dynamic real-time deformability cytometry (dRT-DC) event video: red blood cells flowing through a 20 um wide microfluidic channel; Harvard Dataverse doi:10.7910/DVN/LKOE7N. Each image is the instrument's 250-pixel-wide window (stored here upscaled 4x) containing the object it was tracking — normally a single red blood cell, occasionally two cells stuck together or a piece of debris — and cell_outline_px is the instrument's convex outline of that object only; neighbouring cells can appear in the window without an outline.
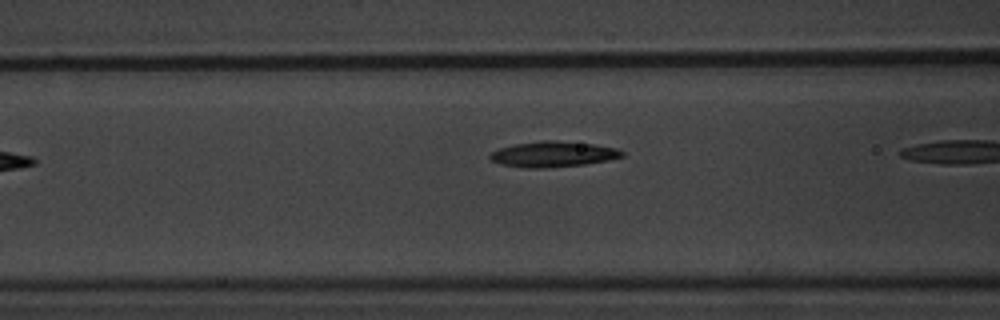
{"species": "common noctule bat (a hibernating species)", "species_latin": "Nyctalus noctula", "temperature_condition": "warm", "stored_images_in_passage": 7, "segment_of_instrument_passage": [2, 2], "camera_frame_rate_fps": 3000, "um_per_image_px": 0.085, "animal": {"sex": "male", "body_mass_g": 20.1, "forearm_length_mm": 53.5}, "frame": {"image": 1, "passage_image": 7, "time_ms": 7.667, "image_size_px": [1000, 320], "cell_outline_px": [[624, 156], [608, 160], [584, 164], [544, 168], [528, 168], [500, 164], [492, 160], [488, 156], [492, 152], [500, 148], [516, 144], [540, 140], [556, 140], [592, 144], [616, 148], [624, 152]], "centroid_in_image_um": [47.01, 13.1], "position_along_channel_um": 119.6, "area_um2": 19.54}}